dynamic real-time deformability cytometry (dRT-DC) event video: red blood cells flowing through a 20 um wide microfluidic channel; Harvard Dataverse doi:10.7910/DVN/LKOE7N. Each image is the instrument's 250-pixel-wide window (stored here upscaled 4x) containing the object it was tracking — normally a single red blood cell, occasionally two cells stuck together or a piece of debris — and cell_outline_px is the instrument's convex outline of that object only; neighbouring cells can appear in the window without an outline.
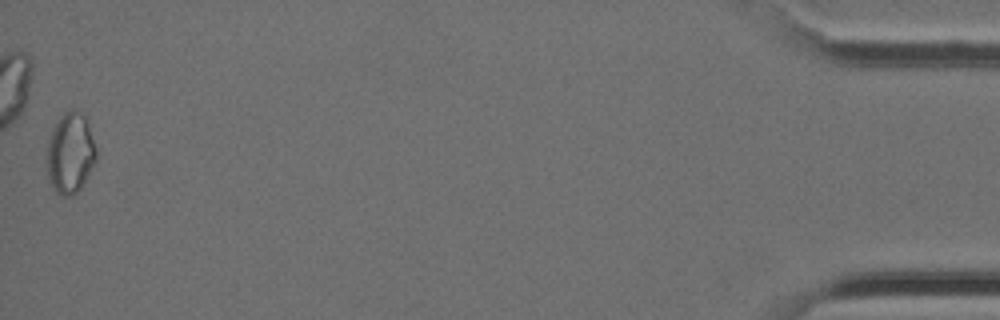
{"species": "Egyptian fruit bat (a non-hibernating species)", "species_latin": "Rousettus aegyptiacus", "temperature_condition": "cold", "stored_images_in_passage": 39, "camera_frame_rate_fps": 3000, "um_per_image_px": 0.085, "animal": {"sex": "female"}, "frame": {"image": 1, "passage_image": 39, "time_ms": 12.667, "image_size_px": [1000, 320], "cell_outline_px": [[96, 160], [80, 188], [72, 196], [60, 196], [52, 188], [48, 180], [48, 140], [52, 128], [60, 116], [64, 112], [72, 108], [80, 112], [84, 116], [96, 148]], "centroid_in_image_um": [5.95, 13.02], "position_along_channel_um": 429.2, "area_um2": 22.95}}